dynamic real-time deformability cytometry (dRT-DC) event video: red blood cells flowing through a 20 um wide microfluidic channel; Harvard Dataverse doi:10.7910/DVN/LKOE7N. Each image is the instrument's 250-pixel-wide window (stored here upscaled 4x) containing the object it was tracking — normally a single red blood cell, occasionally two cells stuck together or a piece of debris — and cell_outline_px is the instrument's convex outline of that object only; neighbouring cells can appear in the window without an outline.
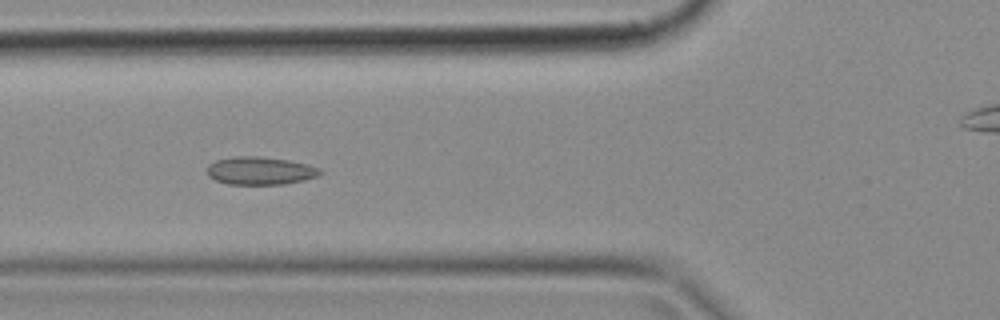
{"species": "common noctule bat (a hibernating species)", "species_latin": "Nyctalus noctula", "temperature_condition": "cold", "stored_images_in_passage": 38, "camera_frame_rate_fps": 3000, "um_per_image_px": 0.085, "animal": {"sex": "female", "body_mass_g": 18.4}, "frame": {"image": 1, "passage_image": 12, "time_ms": 3.667, "image_size_px": [1000, 320], "cell_outline_px": [[324, 172], [316, 176], [304, 180], [284, 184], [228, 184], [216, 180], [208, 176], [208, 164], [216, 160], [232, 156], [260, 156], [288, 160], [308, 164], [320, 168]], "centroid_in_image_um": [22.12, 14.5], "position_along_channel_um": 103.7, "area_um2": 18.44}}